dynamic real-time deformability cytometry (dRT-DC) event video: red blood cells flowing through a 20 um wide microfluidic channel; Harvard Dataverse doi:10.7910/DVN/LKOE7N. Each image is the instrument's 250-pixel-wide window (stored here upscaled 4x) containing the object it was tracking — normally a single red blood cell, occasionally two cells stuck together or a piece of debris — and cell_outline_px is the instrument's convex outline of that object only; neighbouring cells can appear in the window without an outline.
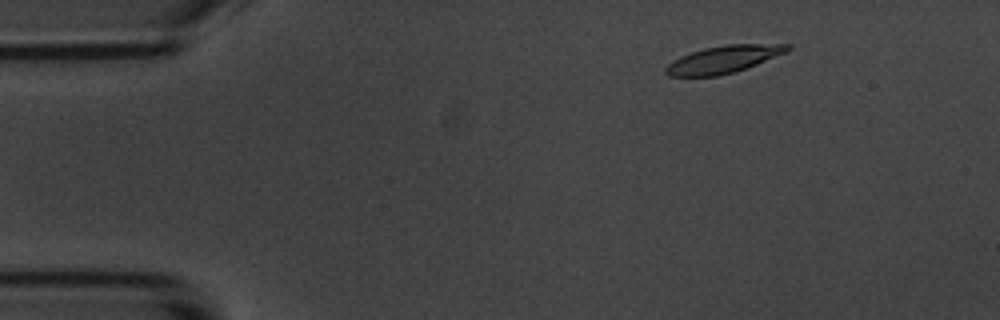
{"species": "common noctule bat (a hibernating species)", "species_latin": "Nyctalus noctula", "temperature_condition": "room temperature", "stored_images_in_passage": 4, "camera_frame_rate_fps": 3000, "um_per_image_px": 0.085, "animal": {"sex": "male", "body_mass_g": 20.1, "forearm_length_mm": 53.5}, "frame": {"image": 1, "passage_image": 2, "time_ms": 1.333, "image_size_px": [1000, 320], "cell_outline_px": [[792, 48], [788, 52], [756, 64], [732, 72], [716, 76], [668, 76], [664, 72], [664, 68], [668, 64], [680, 56], [704, 48], [728, 44], [792, 44]], "centroid_in_image_um": [61.51, 5.03], "position_along_channel_um": 23.5, "area_um2": 19.25}}